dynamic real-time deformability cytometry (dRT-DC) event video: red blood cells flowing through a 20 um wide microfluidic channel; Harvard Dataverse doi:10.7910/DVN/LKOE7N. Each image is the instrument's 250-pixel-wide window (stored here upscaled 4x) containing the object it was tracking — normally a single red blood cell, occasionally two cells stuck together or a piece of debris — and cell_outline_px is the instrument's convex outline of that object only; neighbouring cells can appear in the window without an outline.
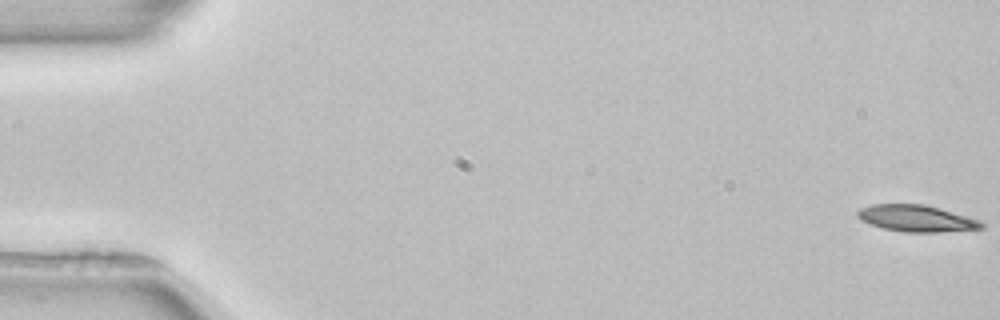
{"species": "common noctule bat (a hibernating species)", "species_latin": "Nyctalus noctula", "temperature_condition": "room temperature", "stored_images_in_passage": 53, "camera_frame_rate_fps": 3000, "um_per_image_px": 0.085, "animal": {"sex": "female", "body_mass_g": 22.7, "forearm_length_mm": 54.2}, "frame": {"image": 1, "passage_image": 1, "time_ms": 0.0, "image_size_px": [1000, 320], "cell_outline_px": [[984, 228], [940, 232], [904, 232], [884, 228], [860, 220], [856, 216], [856, 212], [860, 208], [872, 204], [924, 204], [940, 208], [968, 216], [980, 220], [984, 224]], "centroid_in_image_um": [77.9, 18.56], "position_along_channel_um": 7.1, "area_um2": 19.25}}
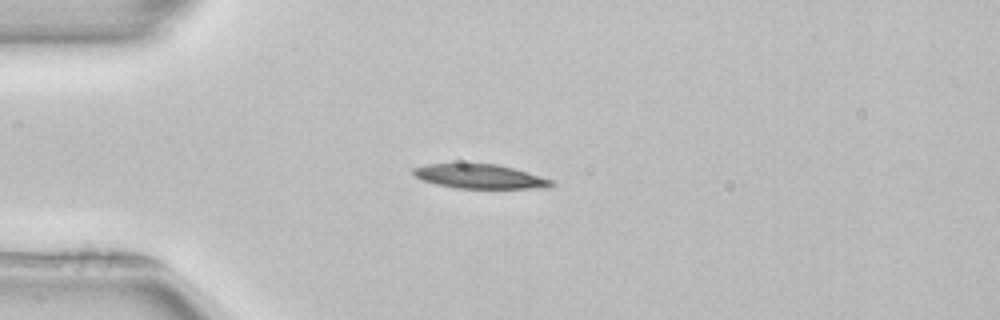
{"frame": {"image": 2, "passage_image": 14, "time_ms": 4.333, "image_size_px": [1000, 320], "cell_outline_px": [[556, 184], [548, 188], [456, 188], [436, 184], [420, 180], [412, 176], [412, 168], [424, 164], [496, 164], [512, 168], [540, 176], [552, 180]], "centroid_in_image_um": [40.73, 15.0], "position_along_channel_um": 44.3, "area_um2": 19.54}}
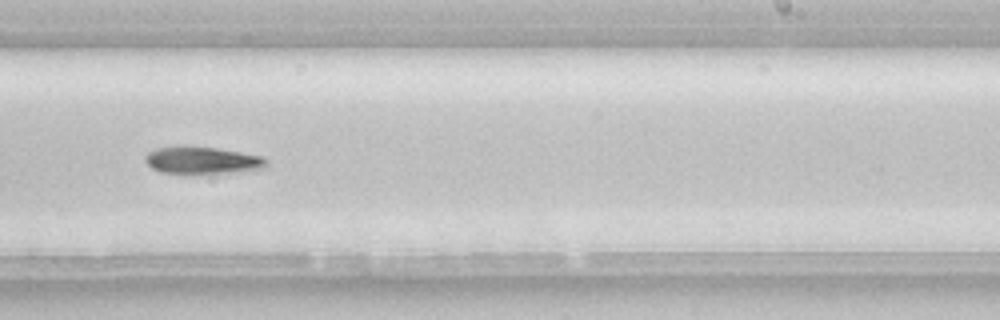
{"frame": {"image": 3, "passage_image": 33, "time_ms": 10.667, "image_size_px": [1000, 320], "cell_outline_px": [[268, 164], [264, 168], [228, 172], [160, 172], [152, 168], [144, 160], [144, 156], [148, 152], [156, 148], [176, 144], [184, 144], [216, 148], [264, 156], [268, 160]], "centroid_in_image_um": [17.15, 13.57], "position_along_channel_um": 271.9, "area_um2": 19.25}, "authors_computed_cell_mechanics": {"area_um2": 19.2474, "velocity_mm_per_s": 3.9397, "shape_relaxation_time_tau1_ms": 3.4485, "shape_relaxation_time_tau2_ms": null, "deformation_change_tau1": 0.1178, "deformation_change_tau2": null}}